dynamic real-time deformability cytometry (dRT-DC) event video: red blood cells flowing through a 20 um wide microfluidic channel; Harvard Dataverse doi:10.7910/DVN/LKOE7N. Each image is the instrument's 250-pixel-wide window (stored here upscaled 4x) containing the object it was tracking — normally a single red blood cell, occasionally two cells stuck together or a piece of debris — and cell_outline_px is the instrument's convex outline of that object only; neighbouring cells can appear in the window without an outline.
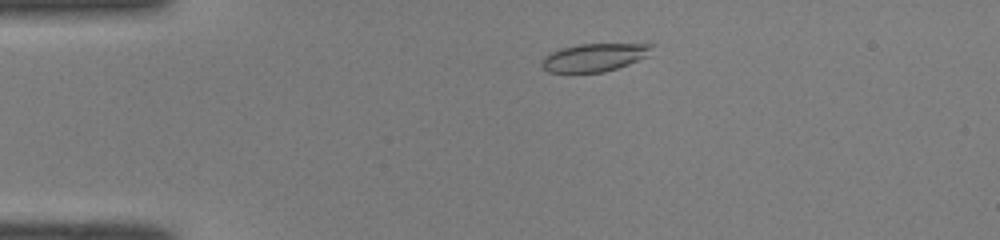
{"species": "common noctule bat (a hibernating species)", "species_latin": "Nyctalus noctula", "temperature_condition": "room temperature", "stored_images_in_passage": 45, "camera_frame_rate_fps": 3000, "um_per_image_px": 0.085, "animal": {"sex": "male", "body_mass_g": 19.0, "forearm_length_mm": 50.8}, "frame": {"image": 1, "passage_image": 6, "time_ms": 1.667, "image_size_px": [1000, 240], "cell_outline_px": [[656, 44], [648, 56], [628, 64], [604, 72], [548, 72], [540, 68], [540, 60], [544, 56], [560, 48], [580, 44]], "centroid_in_image_um": [50.48, 4.88], "position_along_channel_um": 34.5, "area_um2": 18.03}}
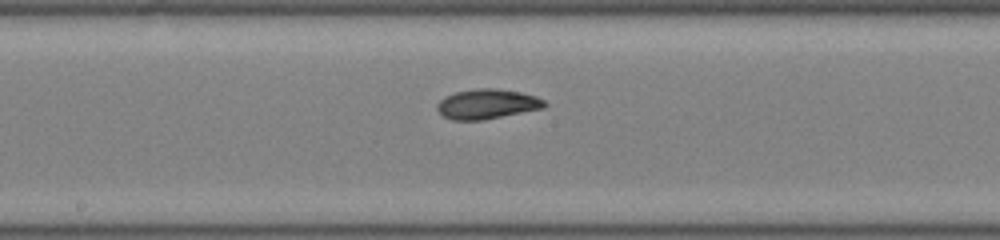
{"frame": {"image": 2, "passage_image": 22, "time_ms": 7.0, "image_size_px": [1000, 240], "cell_outline_px": [[548, 104], [544, 108], [484, 120], [452, 120], [444, 116], [436, 108], [436, 104], [444, 96], [456, 92], [476, 88], [496, 88], [520, 92], [536, 96], [544, 100]], "centroid_in_image_um": [41.41, 8.84], "position_along_channel_um": 206.8, "area_um2": 18.79}}
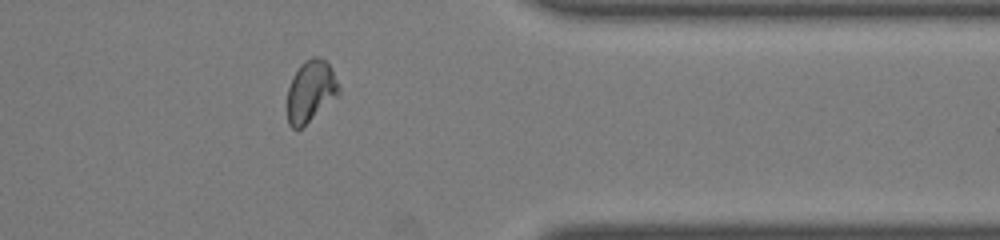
{"frame": {"image": 3, "passage_image": 36, "time_ms": 11.667, "image_size_px": [1000, 240], "cell_outline_px": [[340, 92], [336, 96], [300, 128], [292, 128], [288, 124], [288, 88], [292, 76], [300, 64], [304, 60], [312, 56], [320, 56], [332, 68], [340, 88]], "centroid_in_image_um": [26.39, 7.69], "position_along_channel_um": 385.0, "area_um2": 18.21}, "authors_computed_cell_mechanics": {"area_um2": 18.7272, "velocity_mm_per_s": 4.0693, "shape_relaxation_time_tau1_ms": 4.0008, "shape_relaxation_time_tau2_ms": 1.9033, "deformation_change_tau1": 0.1172, "deformation_change_tau2": 0.0571}}